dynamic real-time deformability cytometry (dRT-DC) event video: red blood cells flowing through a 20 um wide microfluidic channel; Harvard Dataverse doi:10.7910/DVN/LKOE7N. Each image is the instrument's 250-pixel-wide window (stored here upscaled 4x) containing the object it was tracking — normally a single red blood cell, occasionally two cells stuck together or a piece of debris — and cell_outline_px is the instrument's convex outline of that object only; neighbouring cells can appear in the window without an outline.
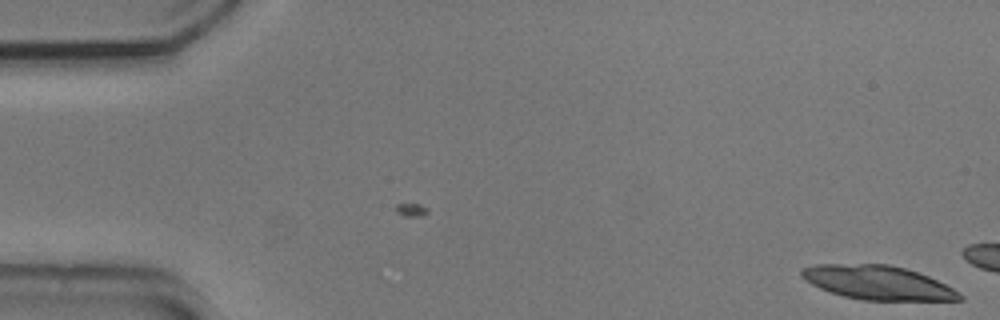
{"species": "common noctule bat (a hibernating species)", "species_latin": "Nyctalus noctula", "temperature_condition": "cold", "stored_images_in_passage": 3, "camera_frame_rate_fps": 3000, "um_per_image_px": 0.085, "animal": {"sex": "male", "body_mass_g": 20.5, "forearm_length_mm": 52.5}, "frame": {"image": 1, "passage_image": 3, "time_ms": 0.667, "image_size_px": [1000, 320], "cell_outline_px": [[964, 300], [864, 300], [844, 296], [820, 288], [812, 284], [800, 276], [800, 268], [816, 264], [888, 264], [904, 268], [928, 276], [960, 292], [964, 296]], "centroid_in_image_um": [74.6, 24.02], "position_along_channel_um": 10.4, "area_um2": 31.1}}